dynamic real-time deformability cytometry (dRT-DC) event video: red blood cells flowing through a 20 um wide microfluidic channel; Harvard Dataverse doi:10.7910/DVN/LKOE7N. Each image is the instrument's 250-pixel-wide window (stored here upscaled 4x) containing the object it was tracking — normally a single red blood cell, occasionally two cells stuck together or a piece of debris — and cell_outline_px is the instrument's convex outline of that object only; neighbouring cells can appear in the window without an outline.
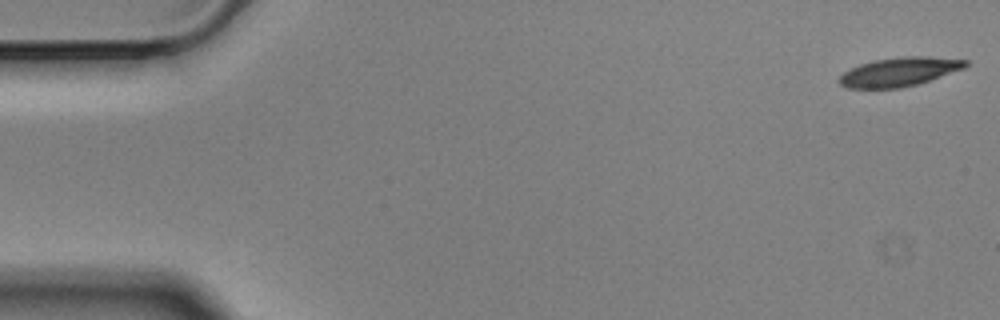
{"species": "Egyptian fruit bat (a non-hibernating species)", "species_latin": "Rousettus aegyptiacus", "temperature_condition": "cold", "stored_images_in_passage": 9, "camera_frame_rate_fps": 3000, "um_per_image_px": 0.085, "animal": {"sex": "male"}, "frame": {"image": 1, "passage_image": 1, "time_ms": 0.0, "image_size_px": [1000, 320], "cell_outline_px": [[968, 64], [964, 68], [916, 84], [900, 88], [844, 88], [836, 80], [844, 72], [860, 64], [872, 60], [900, 56], [928, 56], [968, 60]], "centroid_in_image_um": [76.39, 6.1], "position_along_channel_um": 8.6, "area_um2": 21.21}}